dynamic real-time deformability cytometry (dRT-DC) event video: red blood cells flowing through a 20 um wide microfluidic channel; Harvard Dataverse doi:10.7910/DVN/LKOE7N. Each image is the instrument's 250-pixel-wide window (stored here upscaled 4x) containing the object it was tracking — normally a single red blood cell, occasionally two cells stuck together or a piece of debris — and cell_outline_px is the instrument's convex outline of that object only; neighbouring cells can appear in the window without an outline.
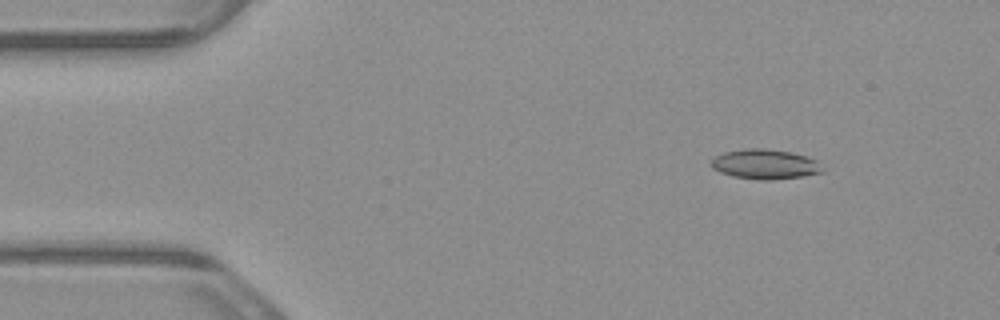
{"species": "common noctule bat (a hibernating species)", "species_latin": "Nyctalus noctula", "temperature_condition": "warm", "stored_images_in_passage": 5, "camera_frame_rate_fps": 3000, "um_per_image_px": 0.085, "animal": {"sex": "male", "body_mass_g": 23.1, "forearm_length_mm": 52.7}, "frame": {"image": 1, "passage_image": 2, "time_ms": 0.333, "image_size_px": [1000, 320], "cell_outline_px": [[824, 172], [804, 176], [772, 180], [760, 180], [732, 176], [720, 172], [712, 168], [712, 160], [716, 156], [724, 152], [744, 148], [764, 148], [792, 152], [816, 160]], "centroid_in_image_um": [65.02, 13.96], "position_along_channel_um": 20.0, "area_um2": 19.31}}
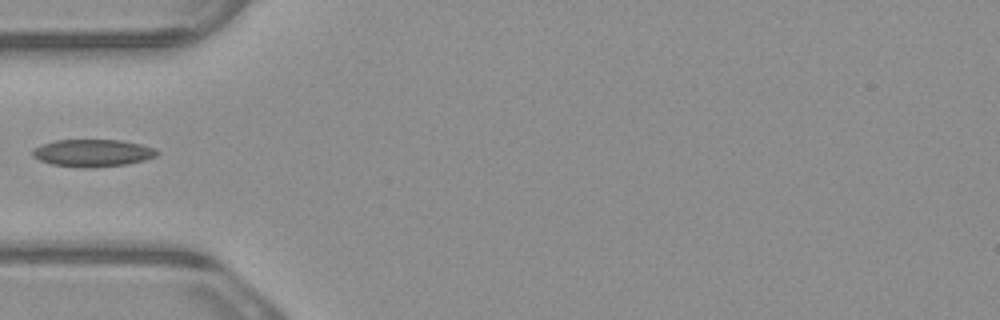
{"frame": {"image": 2, "passage_image": 5, "time_ms": 1.333, "image_size_px": [1000, 320], "cell_outline_px": [[160, 152], [156, 156], [144, 160], [128, 164], [92, 168], [80, 168], [52, 164], [40, 160], [32, 156], [32, 148], [56, 140], [120, 140], [140, 144], [156, 148]], "centroid_in_image_um": [7.89, 13.01], "position_along_channel_um": 77.1, "area_um2": 19.94}}